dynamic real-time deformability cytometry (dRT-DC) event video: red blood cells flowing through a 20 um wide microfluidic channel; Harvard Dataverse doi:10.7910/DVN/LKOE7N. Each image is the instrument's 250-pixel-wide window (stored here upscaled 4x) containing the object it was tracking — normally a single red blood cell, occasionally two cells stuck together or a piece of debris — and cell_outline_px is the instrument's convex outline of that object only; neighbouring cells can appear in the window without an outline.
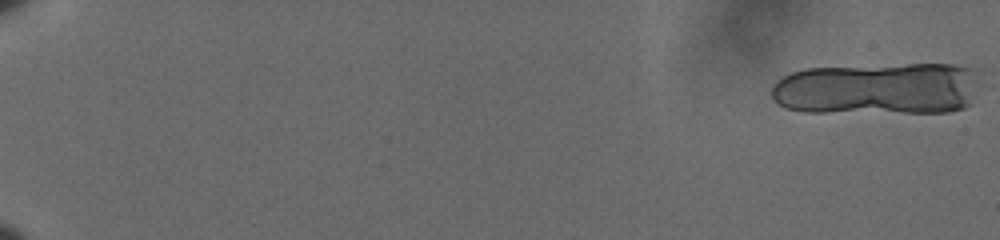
{"species": "human", "species_latin": "Homo sapiens", "temperature_condition": "cold", "stored_images_in_passage": 25, "camera_frame_rate_fps": 3000, "um_per_image_px": 0.085, "donor": {"sex": "male"}, "frame": {"image": 1, "passage_image": 1, "time_ms": 0.0, "image_size_px": [1000, 240], "cell_outline_px": [[972, 72], [968, 104], [964, 108], [948, 112], [804, 112], [788, 108], [780, 104], [772, 96], [772, 88], [776, 80], [792, 72], [808, 68], [908, 64], [952, 64], [972, 68]], "centroid_in_image_um": [74.47, 7.54], "position_along_channel_um": 10.5, "area_um2": 62.6}}